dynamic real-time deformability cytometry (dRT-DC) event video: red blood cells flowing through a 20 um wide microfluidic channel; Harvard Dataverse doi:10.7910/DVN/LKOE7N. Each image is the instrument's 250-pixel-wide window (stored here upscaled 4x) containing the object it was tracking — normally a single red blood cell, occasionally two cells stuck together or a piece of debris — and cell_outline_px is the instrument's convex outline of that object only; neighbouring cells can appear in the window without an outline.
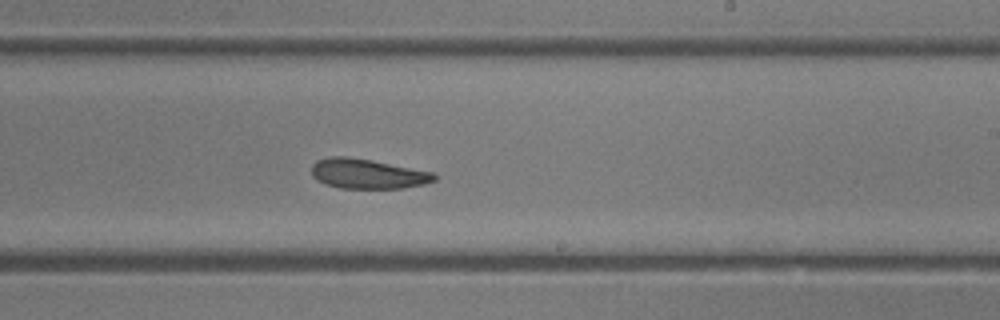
{"species": "common noctule bat (a hibernating species)", "species_latin": "Nyctalus noctula", "temperature_condition": "room temperature", "stored_images_in_passage": 34, "camera_frame_rate_fps": 3000, "um_per_image_px": 0.085, "animal": {"sex": "female"}, "frame": {"image": 1, "passage_image": 20, "time_ms": 6.333, "image_size_px": [1000, 320], "cell_outline_px": [[436, 180], [424, 184], [404, 188], [340, 188], [324, 184], [316, 180], [312, 176], [312, 164], [316, 160], [328, 156], [348, 156], [372, 160], [432, 172], [436, 176]], "centroid_in_image_um": [31.19, 14.77], "position_along_channel_um": 257.8, "area_um2": 21.44}}
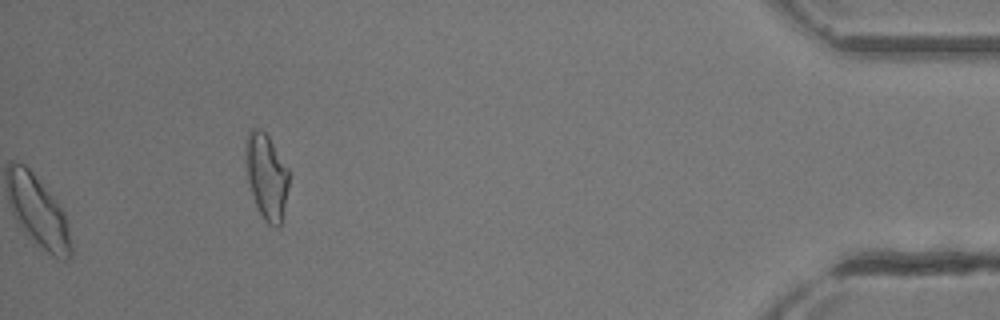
{"frame": {"image": 2, "passage_image": 34, "time_ms": 11.0, "image_size_px": [1000, 320], "cell_outline_px": [[288, 188], [280, 224], [276, 228], [268, 224], [264, 220], [256, 204], [248, 180], [244, 148], [244, 140], [248, 132], [252, 128], [260, 128], [268, 136], [288, 168]], "centroid_in_image_um": [22.63, 14.94], "position_along_channel_um": 412.6, "area_um2": 21.33}}